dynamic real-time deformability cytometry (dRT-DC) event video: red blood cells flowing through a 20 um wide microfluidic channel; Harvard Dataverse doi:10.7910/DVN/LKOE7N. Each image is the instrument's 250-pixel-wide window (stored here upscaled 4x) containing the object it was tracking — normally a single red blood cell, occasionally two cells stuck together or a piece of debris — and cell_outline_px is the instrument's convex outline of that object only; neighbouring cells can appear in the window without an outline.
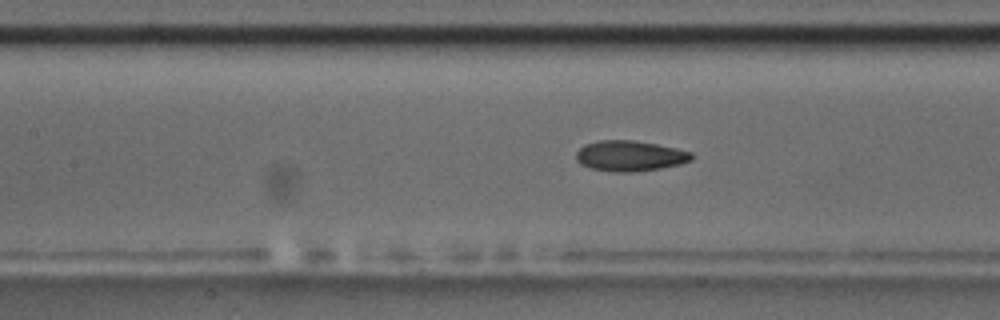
{"species": "common noctule bat (a hibernating species)", "species_latin": "Nyctalus noctula", "temperature_condition": "room temperature", "stored_images_in_passage": 54, "camera_frame_rate_fps": 3000, "um_per_image_px": 0.085, "animal": {"sex": "male", "body_mass_g": 17.5, "forearm_length_mm": 52.3}, "frame": {"image": 1, "passage_image": 24, "time_ms": 7.667, "image_size_px": [1000, 320], "cell_outline_px": [[692, 160], [680, 164], [660, 168], [632, 172], [612, 172], [592, 168], [580, 164], [576, 160], [576, 152], [584, 144], [596, 140], [632, 140], [656, 144], [676, 148], [692, 152]], "centroid_in_image_um": [53.51, 13.24], "position_along_channel_um": 153.9, "area_um2": 20.58}, "authors_computed_cell_mechanics": {"area_um2": 20.0566, "velocity_mm_per_s": 3.729, "shape_relaxation_time_tau1_ms": 5.4365, "shape_relaxation_time_tau2_ms": 2.2412, "deformation_change_tau1": 0.1562, "deformation_change_tau2": 0.0729}}